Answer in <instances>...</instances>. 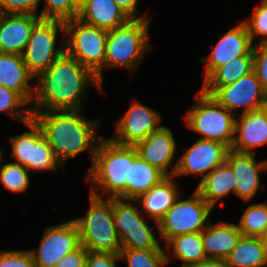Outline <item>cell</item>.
<instances>
[{
    "mask_svg": "<svg viewBox=\"0 0 267 267\" xmlns=\"http://www.w3.org/2000/svg\"><path fill=\"white\" fill-rule=\"evenodd\" d=\"M38 80L33 88L35 106L31 108L32 112H41L44 107L46 111L81 110V101L89 83L102 89L96 76L66 53L43 71Z\"/></svg>",
    "mask_w": 267,
    "mask_h": 267,
    "instance_id": "obj_1",
    "label": "cell"
},
{
    "mask_svg": "<svg viewBox=\"0 0 267 267\" xmlns=\"http://www.w3.org/2000/svg\"><path fill=\"white\" fill-rule=\"evenodd\" d=\"M80 113V110L32 112L61 165L84 150L91 152L93 163L100 141L95 136L99 122L89 121Z\"/></svg>",
    "mask_w": 267,
    "mask_h": 267,
    "instance_id": "obj_2",
    "label": "cell"
},
{
    "mask_svg": "<svg viewBox=\"0 0 267 267\" xmlns=\"http://www.w3.org/2000/svg\"><path fill=\"white\" fill-rule=\"evenodd\" d=\"M87 182L103 188L108 198L126 199L127 181H130L131 163L138 156L134 146L119 145L110 139L97 144Z\"/></svg>",
    "mask_w": 267,
    "mask_h": 267,
    "instance_id": "obj_3",
    "label": "cell"
},
{
    "mask_svg": "<svg viewBox=\"0 0 267 267\" xmlns=\"http://www.w3.org/2000/svg\"><path fill=\"white\" fill-rule=\"evenodd\" d=\"M81 245L89 252L119 253L121 243L113 220L112 198L103 200L95 189L90 192L86 217L74 219Z\"/></svg>",
    "mask_w": 267,
    "mask_h": 267,
    "instance_id": "obj_4",
    "label": "cell"
},
{
    "mask_svg": "<svg viewBox=\"0 0 267 267\" xmlns=\"http://www.w3.org/2000/svg\"><path fill=\"white\" fill-rule=\"evenodd\" d=\"M150 18H131L125 24L108 30L104 66L137 68L148 47Z\"/></svg>",
    "mask_w": 267,
    "mask_h": 267,
    "instance_id": "obj_5",
    "label": "cell"
},
{
    "mask_svg": "<svg viewBox=\"0 0 267 267\" xmlns=\"http://www.w3.org/2000/svg\"><path fill=\"white\" fill-rule=\"evenodd\" d=\"M65 53L87 67L102 86L108 31L74 18L64 22ZM68 38V39H67Z\"/></svg>",
    "mask_w": 267,
    "mask_h": 267,
    "instance_id": "obj_6",
    "label": "cell"
},
{
    "mask_svg": "<svg viewBox=\"0 0 267 267\" xmlns=\"http://www.w3.org/2000/svg\"><path fill=\"white\" fill-rule=\"evenodd\" d=\"M198 101L184 116L187 127L202 134L200 139L221 142L231 148L235 133V116L201 90Z\"/></svg>",
    "mask_w": 267,
    "mask_h": 267,
    "instance_id": "obj_7",
    "label": "cell"
},
{
    "mask_svg": "<svg viewBox=\"0 0 267 267\" xmlns=\"http://www.w3.org/2000/svg\"><path fill=\"white\" fill-rule=\"evenodd\" d=\"M211 210L196 190L187 200L181 201L179 196L157 223L159 235L167 242L180 234L202 232L210 222Z\"/></svg>",
    "mask_w": 267,
    "mask_h": 267,
    "instance_id": "obj_8",
    "label": "cell"
},
{
    "mask_svg": "<svg viewBox=\"0 0 267 267\" xmlns=\"http://www.w3.org/2000/svg\"><path fill=\"white\" fill-rule=\"evenodd\" d=\"M58 29L65 37L64 22L41 19L32 29L30 38L22 54L28 71L39 76L43 71L65 53V44L55 48Z\"/></svg>",
    "mask_w": 267,
    "mask_h": 267,
    "instance_id": "obj_9",
    "label": "cell"
},
{
    "mask_svg": "<svg viewBox=\"0 0 267 267\" xmlns=\"http://www.w3.org/2000/svg\"><path fill=\"white\" fill-rule=\"evenodd\" d=\"M128 202L130 200L112 198L113 220L121 249L163 250L139 210Z\"/></svg>",
    "mask_w": 267,
    "mask_h": 267,
    "instance_id": "obj_10",
    "label": "cell"
},
{
    "mask_svg": "<svg viewBox=\"0 0 267 267\" xmlns=\"http://www.w3.org/2000/svg\"><path fill=\"white\" fill-rule=\"evenodd\" d=\"M29 131L11 137L12 155L16 162L28 170H56L57 164L53 149L44 137L41 127L32 118L24 123Z\"/></svg>",
    "mask_w": 267,
    "mask_h": 267,
    "instance_id": "obj_11",
    "label": "cell"
},
{
    "mask_svg": "<svg viewBox=\"0 0 267 267\" xmlns=\"http://www.w3.org/2000/svg\"><path fill=\"white\" fill-rule=\"evenodd\" d=\"M201 91L232 112L245 107L241 114L264 108L267 92L262 88L254 70L236 82L223 87H202Z\"/></svg>",
    "mask_w": 267,
    "mask_h": 267,
    "instance_id": "obj_12",
    "label": "cell"
},
{
    "mask_svg": "<svg viewBox=\"0 0 267 267\" xmlns=\"http://www.w3.org/2000/svg\"><path fill=\"white\" fill-rule=\"evenodd\" d=\"M80 243L79 229L74 219L48 227L39 249L30 250L36 267H54L66 254L76 250Z\"/></svg>",
    "mask_w": 267,
    "mask_h": 267,
    "instance_id": "obj_13",
    "label": "cell"
},
{
    "mask_svg": "<svg viewBox=\"0 0 267 267\" xmlns=\"http://www.w3.org/2000/svg\"><path fill=\"white\" fill-rule=\"evenodd\" d=\"M230 148L214 140H197L180 157L176 165L173 177L195 174L206 177L212 170L226 162V156Z\"/></svg>",
    "mask_w": 267,
    "mask_h": 267,
    "instance_id": "obj_14",
    "label": "cell"
},
{
    "mask_svg": "<svg viewBox=\"0 0 267 267\" xmlns=\"http://www.w3.org/2000/svg\"><path fill=\"white\" fill-rule=\"evenodd\" d=\"M161 116L155 110L134 101L116 124L117 137L110 140L119 145L134 146L159 129Z\"/></svg>",
    "mask_w": 267,
    "mask_h": 267,
    "instance_id": "obj_15",
    "label": "cell"
},
{
    "mask_svg": "<svg viewBox=\"0 0 267 267\" xmlns=\"http://www.w3.org/2000/svg\"><path fill=\"white\" fill-rule=\"evenodd\" d=\"M244 21L230 29L212 48L208 57L201 58L205 79L218 67L242 55L253 54V44Z\"/></svg>",
    "mask_w": 267,
    "mask_h": 267,
    "instance_id": "obj_16",
    "label": "cell"
},
{
    "mask_svg": "<svg viewBox=\"0 0 267 267\" xmlns=\"http://www.w3.org/2000/svg\"><path fill=\"white\" fill-rule=\"evenodd\" d=\"M134 147L144 161L160 170L166 177L174 176L176 169L168 170L176 151V143L168 127L161 125Z\"/></svg>",
    "mask_w": 267,
    "mask_h": 267,
    "instance_id": "obj_17",
    "label": "cell"
},
{
    "mask_svg": "<svg viewBox=\"0 0 267 267\" xmlns=\"http://www.w3.org/2000/svg\"><path fill=\"white\" fill-rule=\"evenodd\" d=\"M226 163L236 177L235 194L245 202L250 201L260 187L259 173L267 170V161L256 162L254 153H239L230 149Z\"/></svg>",
    "mask_w": 267,
    "mask_h": 267,
    "instance_id": "obj_18",
    "label": "cell"
},
{
    "mask_svg": "<svg viewBox=\"0 0 267 267\" xmlns=\"http://www.w3.org/2000/svg\"><path fill=\"white\" fill-rule=\"evenodd\" d=\"M234 136L231 150L239 153L253 154V149L267 143V110L261 108L241 114L235 120Z\"/></svg>",
    "mask_w": 267,
    "mask_h": 267,
    "instance_id": "obj_19",
    "label": "cell"
},
{
    "mask_svg": "<svg viewBox=\"0 0 267 267\" xmlns=\"http://www.w3.org/2000/svg\"><path fill=\"white\" fill-rule=\"evenodd\" d=\"M39 15L1 14L0 53L22 55Z\"/></svg>",
    "mask_w": 267,
    "mask_h": 267,
    "instance_id": "obj_20",
    "label": "cell"
},
{
    "mask_svg": "<svg viewBox=\"0 0 267 267\" xmlns=\"http://www.w3.org/2000/svg\"><path fill=\"white\" fill-rule=\"evenodd\" d=\"M241 236L242 233L236 224L218 222L213 225L209 222L202 231V241L206 257L226 260Z\"/></svg>",
    "mask_w": 267,
    "mask_h": 267,
    "instance_id": "obj_21",
    "label": "cell"
},
{
    "mask_svg": "<svg viewBox=\"0 0 267 267\" xmlns=\"http://www.w3.org/2000/svg\"><path fill=\"white\" fill-rule=\"evenodd\" d=\"M34 76L28 71L22 55L0 53V85L18 92L28 103L35 95L29 80Z\"/></svg>",
    "mask_w": 267,
    "mask_h": 267,
    "instance_id": "obj_22",
    "label": "cell"
},
{
    "mask_svg": "<svg viewBox=\"0 0 267 267\" xmlns=\"http://www.w3.org/2000/svg\"><path fill=\"white\" fill-rule=\"evenodd\" d=\"M82 22L105 30L115 29L131 18L114 0H89L78 13Z\"/></svg>",
    "mask_w": 267,
    "mask_h": 267,
    "instance_id": "obj_23",
    "label": "cell"
},
{
    "mask_svg": "<svg viewBox=\"0 0 267 267\" xmlns=\"http://www.w3.org/2000/svg\"><path fill=\"white\" fill-rule=\"evenodd\" d=\"M174 177H166L158 185L154 186L145 194L131 202L143 203L144 210L148 213L156 224L174 204L179 197L177 184L172 180Z\"/></svg>",
    "mask_w": 267,
    "mask_h": 267,
    "instance_id": "obj_24",
    "label": "cell"
},
{
    "mask_svg": "<svg viewBox=\"0 0 267 267\" xmlns=\"http://www.w3.org/2000/svg\"><path fill=\"white\" fill-rule=\"evenodd\" d=\"M235 186V174L225 162L201 179L195 190L213 208L218 199L231 191L235 193Z\"/></svg>",
    "mask_w": 267,
    "mask_h": 267,
    "instance_id": "obj_25",
    "label": "cell"
},
{
    "mask_svg": "<svg viewBox=\"0 0 267 267\" xmlns=\"http://www.w3.org/2000/svg\"><path fill=\"white\" fill-rule=\"evenodd\" d=\"M166 176L144 161L139 155L131 163L130 181H127L126 200H136L158 185Z\"/></svg>",
    "mask_w": 267,
    "mask_h": 267,
    "instance_id": "obj_26",
    "label": "cell"
},
{
    "mask_svg": "<svg viewBox=\"0 0 267 267\" xmlns=\"http://www.w3.org/2000/svg\"><path fill=\"white\" fill-rule=\"evenodd\" d=\"M229 267H264L267 265L259 237L241 236L226 258Z\"/></svg>",
    "mask_w": 267,
    "mask_h": 267,
    "instance_id": "obj_27",
    "label": "cell"
},
{
    "mask_svg": "<svg viewBox=\"0 0 267 267\" xmlns=\"http://www.w3.org/2000/svg\"><path fill=\"white\" fill-rule=\"evenodd\" d=\"M253 67V54L239 56L216 68L206 79H204L202 87H223L232 84L242 76L252 72Z\"/></svg>",
    "mask_w": 267,
    "mask_h": 267,
    "instance_id": "obj_28",
    "label": "cell"
},
{
    "mask_svg": "<svg viewBox=\"0 0 267 267\" xmlns=\"http://www.w3.org/2000/svg\"><path fill=\"white\" fill-rule=\"evenodd\" d=\"M166 244L173 250L174 257L183 262L181 267L207 259L202 232L180 234L170 238Z\"/></svg>",
    "mask_w": 267,
    "mask_h": 267,
    "instance_id": "obj_29",
    "label": "cell"
},
{
    "mask_svg": "<svg viewBox=\"0 0 267 267\" xmlns=\"http://www.w3.org/2000/svg\"><path fill=\"white\" fill-rule=\"evenodd\" d=\"M239 231L243 236L260 237L267 232V204H251L244 211Z\"/></svg>",
    "mask_w": 267,
    "mask_h": 267,
    "instance_id": "obj_30",
    "label": "cell"
},
{
    "mask_svg": "<svg viewBox=\"0 0 267 267\" xmlns=\"http://www.w3.org/2000/svg\"><path fill=\"white\" fill-rule=\"evenodd\" d=\"M120 259L128 262V267H162L168 264V255L163 250L120 249Z\"/></svg>",
    "mask_w": 267,
    "mask_h": 267,
    "instance_id": "obj_31",
    "label": "cell"
},
{
    "mask_svg": "<svg viewBox=\"0 0 267 267\" xmlns=\"http://www.w3.org/2000/svg\"><path fill=\"white\" fill-rule=\"evenodd\" d=\"M0 167V181L5 189L13 193L26 191L30 181L26 167L14 162L0 165Z\"/></svg>",
    "mask_w": 267,
    "mask_h": 267,
    "instance_id": "obj_32",
    "label": "cell"
},
{
    "mask_svg": "<svg viewBox=\"0 0 267 267\" xmlns=\"http://www.w3.org/2000/svg\"><path fill=\"white\" fill-rule=\"evenodd\" d=\"M27 101L18 93L0 85V112L9 113L25 123L32 119V110L23 109Z\"/></svg>",
    "mask_w": 267,
    "mask_h": 267,
    "instance_id": "obj_33",
    "label": "cell"
},
{
    "mask_svg": "<svg viewBox=\"0 0 267 267\" xmlns=\"http://www.w3.org/2000/svg\"><path fill=\"white\" fill-rule=\"evenodd\" d=\"M46 7L39 16L43 20H58L66 22L73 19L72 0H44Z\"/></svg>",
    "mask_w": 267,
    "mask_h": 267,
    "instance_id": "obj_34",
    "label": "cell"
},
{
    "mask_svg": "<svg viewBox=\"0 0 267 267\" xmlns=\"http://www.w3.org/2000/svg\"><path fill=\"white\" fill-rule=\"evenodd\" d=\"M246 24L248 33L253 39L255 36H263L259 43H267V0H262L261 4L257 6L251 19L244 21Z\"/></svg>",
    "mask_w": 267,
    "mask_h": 267,
    "instance_id": "obj_35",
    "label": "cell"
},
{
    "mask_svg": "<svg viewBox=\"0 0 267 267\" xmlns=\"http://www.w3.org/2000/svg\"><path fill=\"white\" fill-rule=\"evenodd\" d=\"M0 267H36V265L29 250H13L0 252Z\"/></svg>",
    "mask_w": 267,
    "mask_h": 267,
    "instance_id": "obj_36",
    "label": "cell"
},
{
    "mask_svg": "<svg viewBox=\"0 0 267 267\" xmlns=\"http://www.w3.org/2000/svg\"><path fill=\"white\" fill-rule=\"evenodd\" d=\"M40 0H0L1 14H36L37 6Z\"/></svg>",
    "mask_w": 267,
    "mask_h": 267,
    "instance_id": "obj_37",
    "label": "cell"
},
{
    "mask_svg": "<svg viewBox=\"0 0 267 267\" xmlns=\"http://www.w3.org/2000/svg\"><path fill=\"white\" fill-rule=\"evenodd\" d=\"M253 70L261 82L262 88L267 92V43H259L253 47Z\"/></svg>",
    "mask_w": 267,
    "mask_h": 267,
    "instance_id": "obj_38",
    "label": "cell"
},
{
    "mask_svg": "<svg viewBox=\"0 0 267 267\" xmlns=\"http://www.w3.org/2000/svg\"><path fill=\"white\" fill-rule=\"evenodd\" d=\"M119 253L87 252L85 267H116Z\"/></svg>",
    "mask_w": 267,
    "mask_h": 267,
    "instance_id": "obj_39",
    "label": "cell"
},
{
    "mask_svg": "<svg viewBox=\"0 0 267 267\" xmlns=\"http://www.w3.org/2000/svg\"><path fill=\"white\" fill-rule=\"evenodd\" d=\"M87 250L80 245L76 250L66 254L54 267H85Z\"/></svg>",
    "mask_w": 267,
    "mask_h": 267,
    "instance_id": "obj_40",
    "label": "cell"
},
{
    "mask_svg": "<svg viewBox=\"0 0 267 267\" xmlns=\"http://www.w3.org/2000/svg\"><path fill=\"white\" fill-rule=\"evenodd\" d=\"M116 4L121 7L124 12L130 17V18H146L148 16H137V3L138 0H114Z\"/></svg>",
    "mask_w": 267,
    "mask_h": 267,
    "instance_id": "obj_41",
    "label": "cell"
},
{
    "mask_svg": "<svg viewBox=\"0 0 267 267\" xmlns=\"http://www.w3.org/2000/svg\"><path fill=\"white\" fill-rule=\"evenodd\" d=\"M185 267H229L225 259L207 258Z\"/></svg>",
    "mask_w": 267,
    "mask_h": 267,
    "instance_id": "obj_42",
    "label": "cell"
},
{
    "mask_svg": "<svg viewBox=\"0 0 267 267\" xmlns=\"http://www.w3.org/2000/svg\"><path fill=\"white\" fill-rule=\"evenodd\" d=\"M89 0H72L73 3V19L77 18L78 13L87 4Z\"/></svg>",
    "mask_w": 267,
    "mask_h": 267,
    "instance_id": "obj_43",
    "label": "cell"
},
{
    "mask_svg": "<svg viewBox=\"0 0 267 267\" xmlns=\"http://www.w3.org/2000/svg\"><path fill=\"white\" fill-rule=\"evenodd\" d=\"M259 238L261 240L263 250H264V256L267 262V232L261 235Z\"/></svg>",
    "mask_w": 267,
    "mask_h": 267,
    "instance_id": "obj_44",
    "label": "cell"
},
{
    "mask_svg": "<svg viewBox=\"0 0 267 267\" xmlns=\"http://www.w3.org/2000/svg\"><path fill=\"white\" fill-rule=\"evenodd\" d=\"M264 108L267 110V97H266V102Z\"/></svg>",
    "mask_w": 267,
    "mask_h": 267,
    "instance_id": "obj_45",
    "label": "cell"
},
{
    "mask_svg": "<svg viewBox=\"0 0 267 267\" xmlns=\"http://www.w3.org/2000/svg\"><path fill=\"white\" fill-rule=\"evenodd\" d=\"M1 159H2V152H1V150H0V162H1Z\"/></svg>",
    "mask_w": 267,
    "mask_h": 267,
    "instance_id": "obj_46",
    "label": "cell"
}]
</instances>
